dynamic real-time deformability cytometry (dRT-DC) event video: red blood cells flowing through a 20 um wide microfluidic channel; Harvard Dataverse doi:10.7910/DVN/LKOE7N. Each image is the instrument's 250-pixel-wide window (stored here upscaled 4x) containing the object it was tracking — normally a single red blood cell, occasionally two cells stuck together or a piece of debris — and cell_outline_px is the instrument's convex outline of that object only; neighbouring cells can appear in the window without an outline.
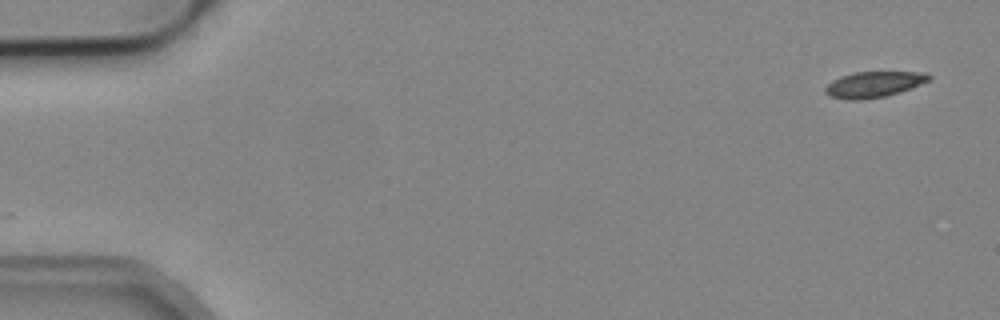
{"species": "common noctule bat (a hibernating species)", "species_latin": "Nyctalus noctula", "temperature_condition": "cold", "stored_images_in_passage": 4, "camera_frame_rate_fps": 3000, "um_per_image_px": 0.085, "animal": {"sex": "male", "body_mass_g": 19.2, "forearm_length_mm": 51.8}, "frame": {"image": 1, "passage_image": 1, "time_ms": 0.0, "image_size_px": [1000, 320], "cell_outline_px": [[932, 80], [900, 92], [884, 96], [860, 100], [852, 100], [828, 96], [824, 92], [824, 88], [832, 80], [840, 76], [856, 72], [920, 72], [932, 76]], "centroid_in_image_um": [74.26, 7.17], "position_along_channel_um": 10.7, "area_um2": 15.61}}
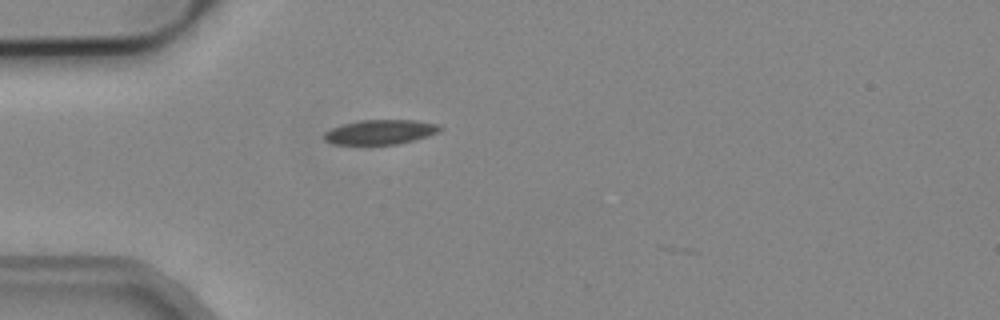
{"frame": {"image": 2, "passage_image": 4, "time_ms": 1.0, "image_size_px": [1000, 320], "cell_outline_px": [[444, 128], [440, 132], [428, 136], [396, 144], [332, 144], [324, 140], [324, 132], [332, 128], [344, 124], [360, 120], [416, 120], [440, 124]], "centroid_in_image_um": [32.37, 11.21], "position_along_channel_um": 52.6, "area_um2": 16.65}}